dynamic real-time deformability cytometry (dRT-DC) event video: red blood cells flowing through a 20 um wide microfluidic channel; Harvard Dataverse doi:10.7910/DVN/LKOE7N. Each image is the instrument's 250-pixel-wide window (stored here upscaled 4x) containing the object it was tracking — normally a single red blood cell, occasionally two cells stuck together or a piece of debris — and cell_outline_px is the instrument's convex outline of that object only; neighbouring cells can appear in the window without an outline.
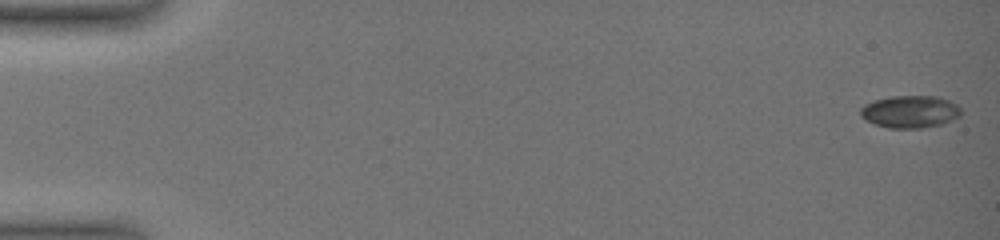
{"species": "common noctule bat (a hibernating species)", "species_latin": "Nyctalus noctula", "temperature_condition": "warm", "stored_images_in_passage": 12, "camera_frame_rate_fps": 3000, "um_per_image_px": 0.085, "animal": {"sex": "female", "body_mass_g": 19.0, "forearm_length_mm": 51.5}, "frame": {"image": 1, "passage_image": 1, "time_ms": 0.0, "image_size_px": [1000, 240], "cell_outline_px": [[960, 116], [952, 120], [940, 124], [920, 128], [888, 128], [864, 120], [860, 116], [860, 108], [864, 104], [876, 100], [892, 96], [936, 96], [948, 100], [956, 104], [960, 108]], "centroid_in_image_um": [77.33, 9.49], "position_along_channel_um": 7.7, "area_um2": 18.9}}
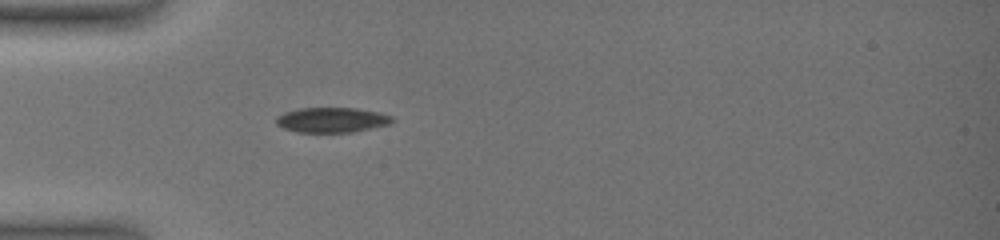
{"frame": {"image": 2, "passage_image": 12, "time_ms": 6.0, "image_size_px": [1000, 240], "cell_outline_px": [[396, 120], [388, 124], [372, 128], [352, 132], [296, 132], [284, 128], [276, 124], [276, 116], [284, 112], [300, 108], [356, 108], [380, 112], [392, 116]], "centroid_in_image_um": [28.21, 10.19], "position_along_channel_um": 56.8, "area_um2": 16.99}}